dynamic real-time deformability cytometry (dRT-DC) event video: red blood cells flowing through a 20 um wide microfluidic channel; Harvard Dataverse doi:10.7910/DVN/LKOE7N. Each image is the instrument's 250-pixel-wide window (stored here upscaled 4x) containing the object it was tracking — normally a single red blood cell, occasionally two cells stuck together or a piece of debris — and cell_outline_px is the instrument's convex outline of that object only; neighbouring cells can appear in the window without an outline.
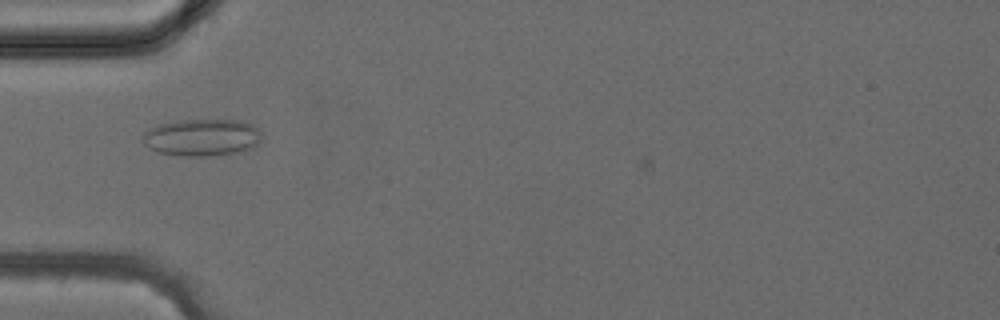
{"species": "common noctule bat (a hibernating species)", "species_latin": "Nyctalus noctula", "temperature_condition": "cold", "stored_images_in_passage": 20, "camera_frame_rate_fps": 3000, "um_per_image_px": 0.085, "animal": {"sex": "female", "body_mass_g": 24.6, "forearm_length_mm": 56.2}, "frame": {"image": 1, "passage_image": 2, "time_ms": 0.333, "image_size_px": [1000, 320], "cell_outline_px": [[260, 140], [252, 148], [244, 152], [208, 156], [176, 156], [156, 152], [148, 148], [144, 144], [144, 132], [148, 128], [160, 124], [180, 120], [240, 120], [256, 128], [260, 136]], "centroid_in_image_um": [17.12, 11.7], "position_along_channel_um": 67.9, "area_um2": 25.78}}
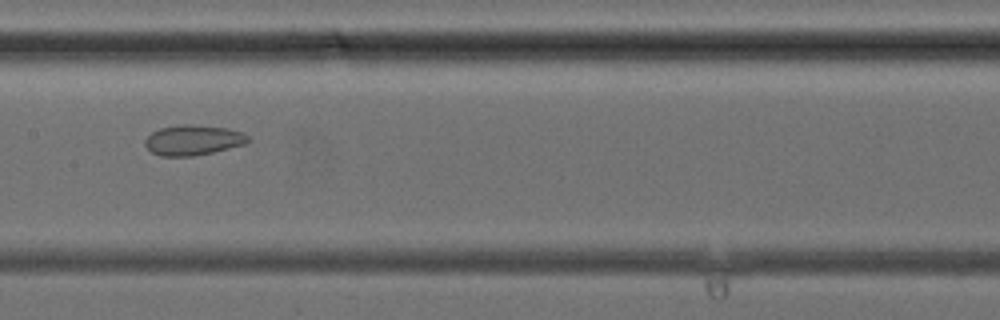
{"frame": {"image": 2, "passage_image": 9, "time_ms": 2.667, "image_size_px": [1000, 320], "cell_outline_px": [[252, 140], [244, 144], [212, 152], [192, 156], [160, 156], [152, 152], [144, 144], [144, 140], [152, 132], [160, 128], [184, 124], [192, 124], [228, 128], [240, 132], [248, 136]], "centroid_in_image_um": [16.4, 11.9], "position_along_channel_um": 191.0, "area_um2": 18.03}}
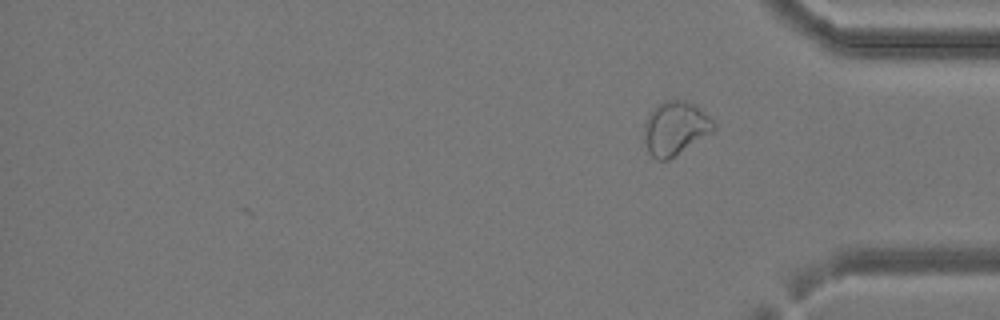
{"frame": {"image": 3, "passage_image": 20, "time_ms": 6.333, "image_size_px": [1000, 320], "cell_outline_px": [[716, 128], [712, 132], [668, 160], [656, 160], [648, 152], [644, 132], [644, 120], [664, 100], [684, 100], [696, 104], [716, 124]], "centroid_in_image_um": [57.41, 10.9], "position_along_channel_um": 377.8, "area_um2": 21.5}}